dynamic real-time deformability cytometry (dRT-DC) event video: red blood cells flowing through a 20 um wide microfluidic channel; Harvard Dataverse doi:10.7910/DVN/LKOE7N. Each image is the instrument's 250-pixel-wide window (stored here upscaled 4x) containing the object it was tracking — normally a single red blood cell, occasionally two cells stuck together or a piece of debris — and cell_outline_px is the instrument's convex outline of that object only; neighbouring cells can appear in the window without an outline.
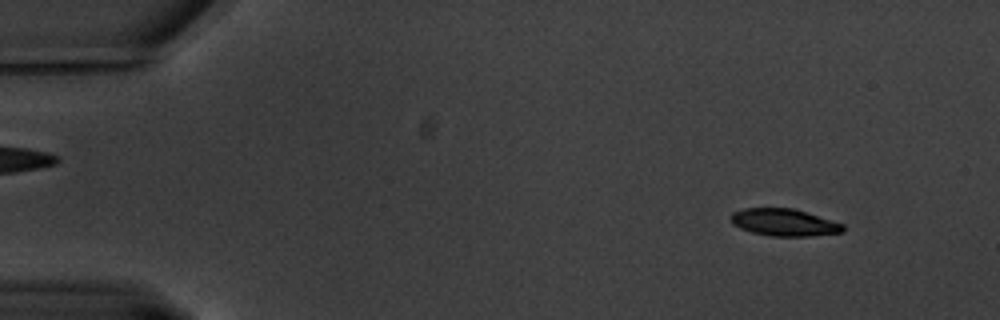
{"species": "common noctule bat (a hibernating species)", "species_latin": "Nyctalus noctula", "temperature_condition": "warm", "stored_images_in_passage": 62, "camera_frame_rate_fps": 3000, "um_per_image_px": 0.085, "animal": {"sex": "male", "body_mass_g": 20.1, "forearm_length_mm": 53.5}, "frame": {"image": 1, "passage_image": 6, "time_ms": 1.667, "image_size_px": [1000, 320], "cell_outline_px": [[844, 232], [812, 236], [768, 236], [752, 232], [740, 228], [732, 224], [728, 216], [732, 212], [744, 208], [792, 208], [844, 224]], "centroid_in_image_um": [66.61, 18.91], "position_along_channel_um": 18.4, "area_um2": 17.86}}
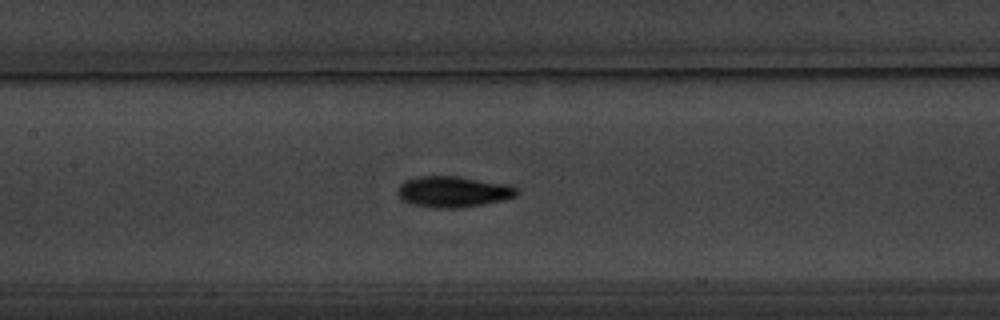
{"frame": {"image": 2, "passage_image": 29, "time_ms": 9.333, "image_size_px": [1000, 320], "cell_outline_px": [[520, 192], [516, 196], [504, 200], [484, 204], [460, 208], [436, 208], [412, 204], [404, 200], [396, 192], [400, 184], [404, 180], [416, 176], [456, 176], [504, 184], [516, 188]], "centroid_in_image_um": [38.5, 16.3], "position_along_channel_um": 168.9, "area_um2": 21.44}}
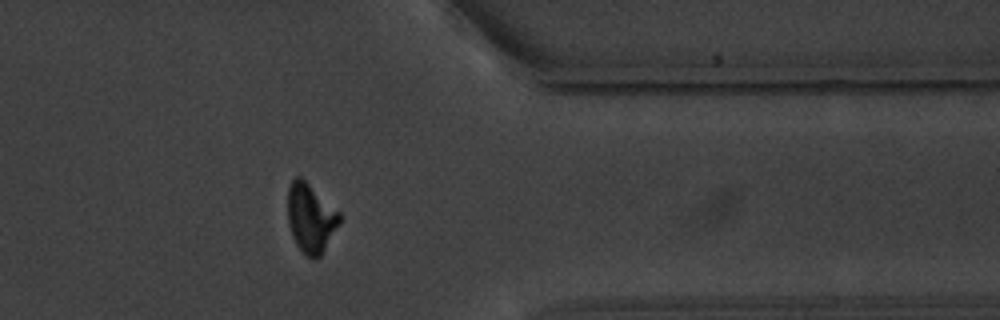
{"frame": {"image": 3, "passage_image": 50, "time_ms": 16.333, "image_size_px": [1000, 320], "cell_outline_px": [[340, 220], [320, 256], [316, 260], [312, 260], [296, 244], [292, 236], [288, 224], [288, 188], [292, 180], [296, 176], [300, 176], [340, 212]], "centroid_in_image_um": [26.38, 18.52], "position_along_channel_um": 385.0, "area_um2": 20.46}, "authors_computed_cell_mechanics": {"area_um2": 20.0855, "velocity_mm_per_s": 3.2662, "shape_relaxation_time_tau1_ms": 3.3576, "shape_relaxation_time_tau2_ms": 2.1669, "deformation_change_tau1": 0.1482, "deformation_change_tau2": 0.0748}}